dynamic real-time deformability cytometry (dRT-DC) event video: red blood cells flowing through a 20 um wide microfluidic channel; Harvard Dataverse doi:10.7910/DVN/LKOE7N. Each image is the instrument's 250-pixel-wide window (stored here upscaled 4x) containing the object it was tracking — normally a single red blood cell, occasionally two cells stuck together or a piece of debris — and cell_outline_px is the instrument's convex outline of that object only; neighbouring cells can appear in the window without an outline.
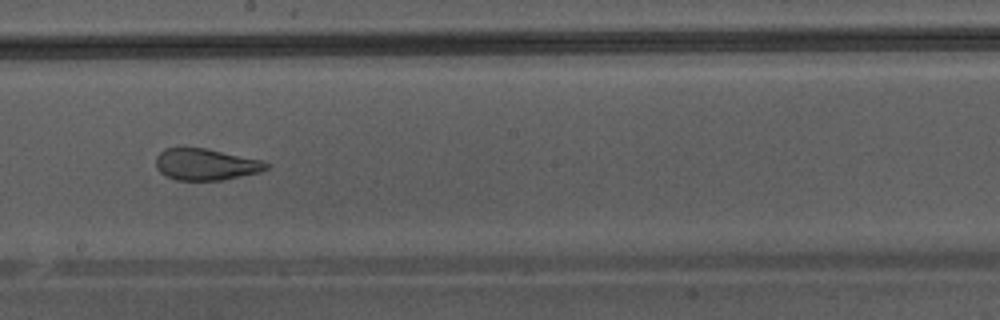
{"species": "Egyptian fruit bat (a non-hibernating species)", "species_latin": "Rousettus aegyptiacus", "temperature_condition": "warm", "stored_images_in_passage": 48, "camera_frame_rate_fps": 3000, "um_per_image_px": 0.085, "animal": {"sex": "male"}, "frame": {"image": 1, "passage_image": 28, "time_ms": 9.0, "image_size_px": [1000, 320], "cell_outline_px": [[272, 164], [268, 168], [260, 172], [220, 180], [176, 180], [160, 172], [156, 168], [156, 156], [164, 148], [180, 144], [204, 148], [264, 160]], "centroid_in_image_um": [17.46, 13.93], "position_along_channel_um": 230.7, "area_um2": 20.87}}